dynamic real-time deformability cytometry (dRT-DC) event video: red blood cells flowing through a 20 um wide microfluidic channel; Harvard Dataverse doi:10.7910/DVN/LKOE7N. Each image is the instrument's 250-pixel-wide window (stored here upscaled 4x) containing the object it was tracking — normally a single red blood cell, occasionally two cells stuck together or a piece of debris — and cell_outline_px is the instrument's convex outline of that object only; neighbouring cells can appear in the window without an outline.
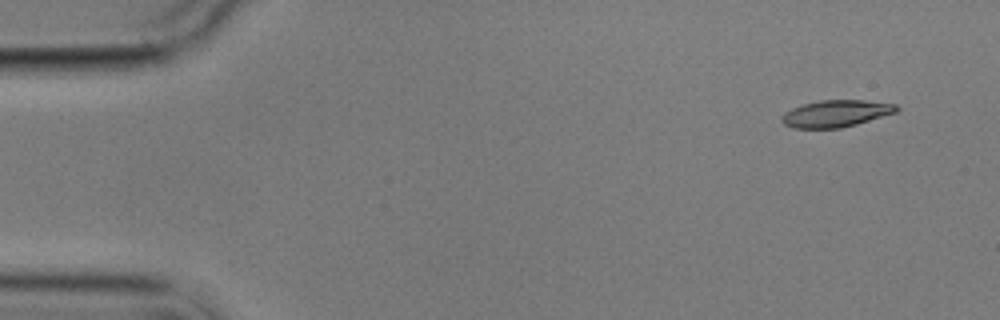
{"species": "common noctule bat (a hibernating species)", "species_latin": "Nyctalus noctula", "temperature_condition": "cold", "stored_images_in_passage": 8, "camera_frame_rate_fps": 3000, "um_per_image_px": 0.085, "animal": {"sex": "male", "body_mass_g": 17.9}, "frame": {"image": 1, "passage_image": 1, "time_ms": 0.0, "image_size_px": [1000, 320], "cell_outline_px": [[900, 108], [896, 112], [856, 124], [840, 128], [792, 128], [784, 124], [780, 120], [780, 116], [784, 112], [792, 108], [804, 104], [820, 100], [864, 100], [896, 104]], "centroid_in_image_um": [71.02, 9.65], "position_along_channel_um": 14.0, "area_um2": 17.98}}